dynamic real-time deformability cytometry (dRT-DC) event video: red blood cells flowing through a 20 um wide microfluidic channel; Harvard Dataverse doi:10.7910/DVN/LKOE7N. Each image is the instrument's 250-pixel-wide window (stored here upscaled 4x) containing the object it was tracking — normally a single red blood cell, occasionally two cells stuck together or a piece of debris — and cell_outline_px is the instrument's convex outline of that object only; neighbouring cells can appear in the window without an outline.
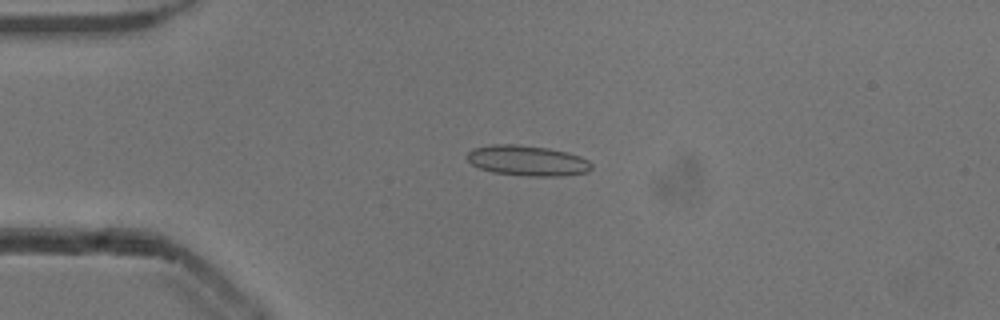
{"species": "common noctule bat (a hibernating species)", "species_latin": "Nyctalus noctula", "temperature_condition": "cold", "stored_images_in_passage": 16, "camera_frame_rate_fps": 3000, "um_per_image_px": 0.085, "animal": {"sex": "male", "body_mass_g": 13.3}, "frame": {"image": 1, "passage_image": 13, "time_ms": 4.0, "image_size_px": [1000, 320], "cell_outline_px": [[592, 168], [588, 172], [560, 176], [528, 176], [492, 172], [480, 168], [472, 164], [468, 160], [468, 152], [472, 148], [492, 144], [516, 144], [548, 148], [568, 152], [580, 156], [588, 160], [592, 164]], "centroid_in_image_um": [44.84, 13.65], "position_along_channel_um": 40.2, "area_um2": 22.08}}